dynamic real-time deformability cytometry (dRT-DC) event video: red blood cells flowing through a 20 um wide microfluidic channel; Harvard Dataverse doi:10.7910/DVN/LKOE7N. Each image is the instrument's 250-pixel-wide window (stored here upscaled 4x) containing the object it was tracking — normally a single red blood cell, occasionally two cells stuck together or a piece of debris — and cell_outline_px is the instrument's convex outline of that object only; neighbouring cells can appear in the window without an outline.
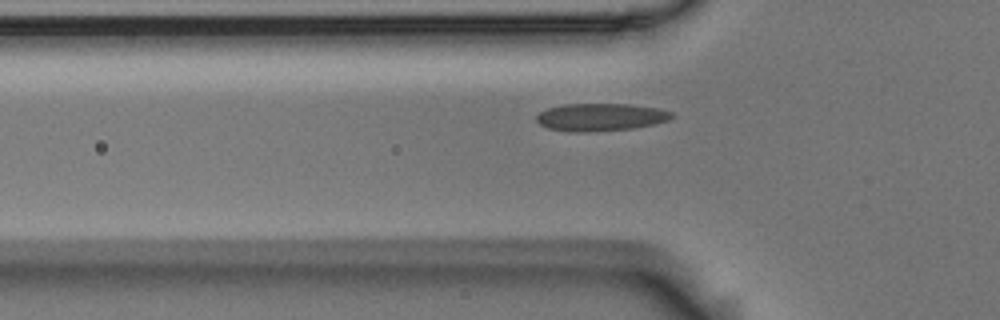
{"species": "Egyptian fruit bat (a non-hibernating species)", "species_latin": "Rousettus aegyptiacus", "temperature_condition": "room temperature", "stored_images_in_passage": 40, "camera_frame_rate_fps": 3000, "um_per_image_px": 0.085, "animal": {"sex": "male"}, "frame": {"image": 1, "passage_image": 5, "time_ms": 1.333, "image_size_px": [1000, 320], "cell_outline_px": [[672, 116], [668, 120], [652, 124], [632, 128], [588, 132], [572, 132], [548, 128], [540, 124], [536, 120], [536, 116], [540, 112], [548, 108], [564, 104], [632, 104], [660, 108], [672, 112]], "centroid_in_image_um": [51.04, 9.95], "position_along_channel_um": 74.8, "area_um2": 21.68}}
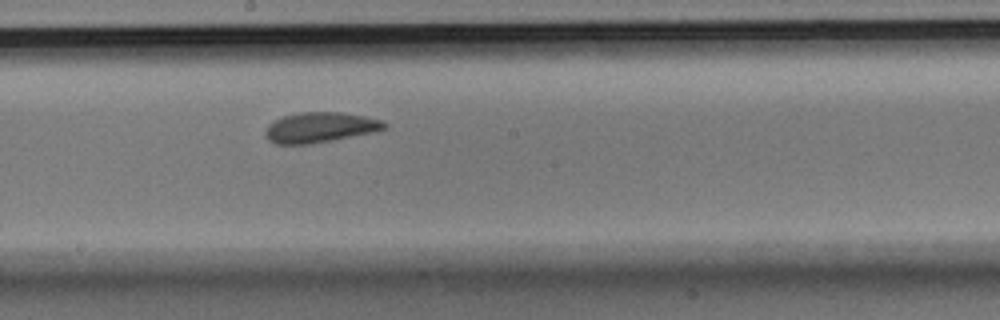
{"frame": {"image": 2, "passage_image": 17, "time_ms": 5.333, "image_size_px": [1000, 320], "cell_outline_px": [[388, 124], [384, 128], [376, 132], [332, 140], [308, 144], [276, 144], [268, 140], [264, 132], [268, 124], [284, 116], [300, 112], [340, 112], [364, 116], [380, 120]], "centroid_in_image_um": [27.19, 10.83], "position_along_channel_um": 221.0, "area_um2": 20.87}}
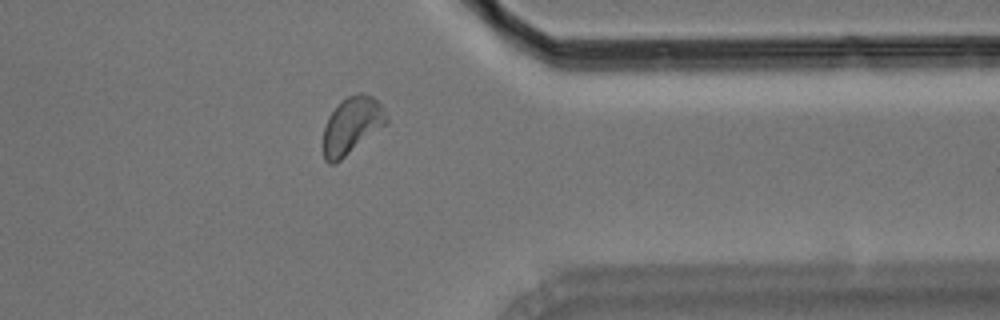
{"frame": {"image": 3, "passage_image": 31, "time_ms": 10.0, "image_size_px": [1000, 320], "cell_outline_px": [[388, 124], [340, 160], [332, 164], [328, 164], [324, 160], [324, 128], [328, 116], [348, 96], [360, 92], [364, 92], [372, 96], [384, 108], [388, 120]], "centroid_in_image_um": [29.93, 10.67], "position_along_channel_um": 381.5, "area_um2": 20.81}, "authors_computed_cell_mechanics": {"area_um2": 20.4612, "velocity_mm_per_s": 3.634, "shape_relaxation_time_tau1_ms": 8.9269, "shape_relaxation_time_tau2_ms": null, "deformation_change_tau1": 0.1367, "deformation_change_tau2": null}}